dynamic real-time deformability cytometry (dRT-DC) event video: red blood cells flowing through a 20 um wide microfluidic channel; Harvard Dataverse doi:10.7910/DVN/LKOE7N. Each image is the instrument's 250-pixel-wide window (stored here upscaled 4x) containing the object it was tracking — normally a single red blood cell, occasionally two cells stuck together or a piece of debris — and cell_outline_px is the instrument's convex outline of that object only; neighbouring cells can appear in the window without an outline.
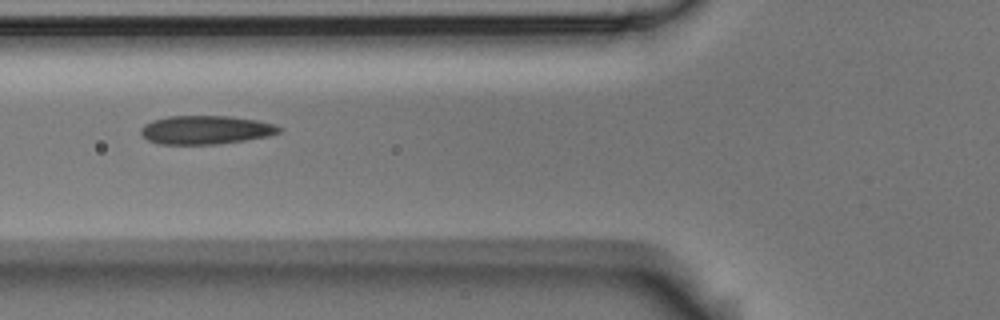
{"species": "Egyptian fruit bat (a non-hibernating species)", "species_latin": "Rousettus aegyptiacus", "temperature_condition": "room temperature", "stored_images_in_passage": 12, "camera_frame_rate_fps": 3000, "um_per_image_px": 0.085, "animal": {"sex": "male"}, "frame": {"image": 1, "passage_image": 2, "time_ms": 0.333, "image_size_px": [1000, 320], "cell_outline_px": [[284, 128], [280, 132], [268, 136], [244, 140], [216, 144], [160, 144], [148, 140], [140, 136], [140, 128], [144, 124], [152, 120], [168, 116], [228, 116], [260, 120], [276, 124]], "centroid_in_image_um": [17.49, 11.03], "position_along_channel_um": 108.3, "area_um2": 23.29}}
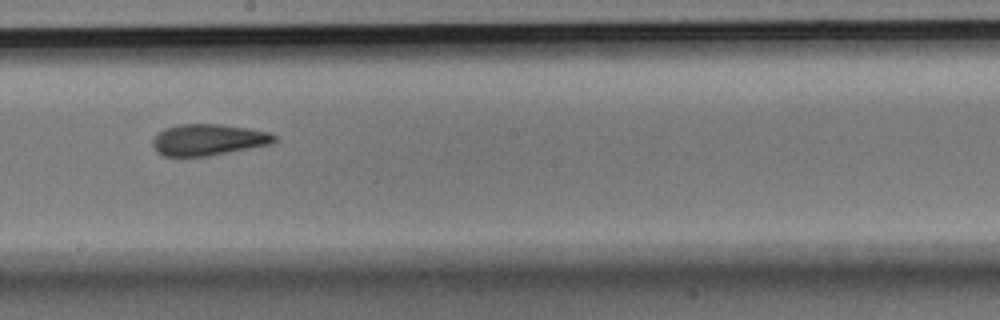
{"frame": {"image": 2, "passage_image": 5, "time_ms": 1.333, "image_size_px": [1000, 320], "cell_outline_px": [[280, 140], [268, 144], [208, 156], [164, 156], [156, 152], [152, 144], [152, 140], [164, 128], [176, 124], [220, 124], [248, 128], [268, 132], [280, 136]], "centroid_in_image_um": [17.71, 11.87], "position_along_channel_um": 230.5, "area_um2": 22.25}}
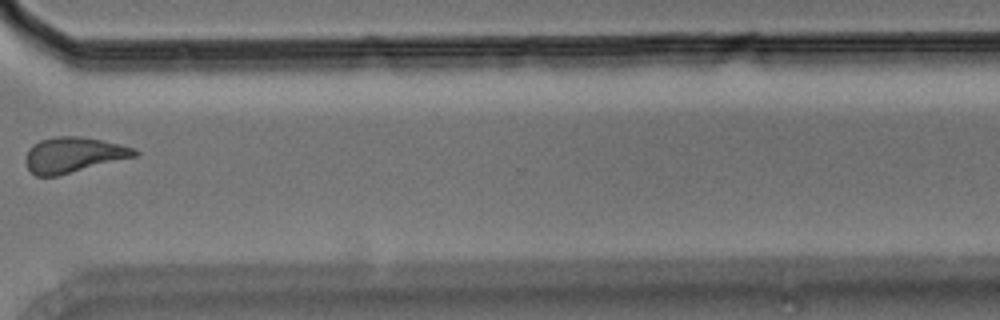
{"frame": {"image": 3, "passage_image": 8, "time_ms": 2.333, "image_size_px": [1000, 320], "cell_outline_px": [[140, 152], [136, 156], [56, 176], [36, 176], [28, 168], [24, 160], [28, 148], [32, 144], [40, 140], [52, 136], [76, 136], [100, 140], [120, 144], [136, 148]], "centroid_in_image_um": [6.21, 13.15], "position_along_channel_um": 364.4, "area_um2": 22.43}}